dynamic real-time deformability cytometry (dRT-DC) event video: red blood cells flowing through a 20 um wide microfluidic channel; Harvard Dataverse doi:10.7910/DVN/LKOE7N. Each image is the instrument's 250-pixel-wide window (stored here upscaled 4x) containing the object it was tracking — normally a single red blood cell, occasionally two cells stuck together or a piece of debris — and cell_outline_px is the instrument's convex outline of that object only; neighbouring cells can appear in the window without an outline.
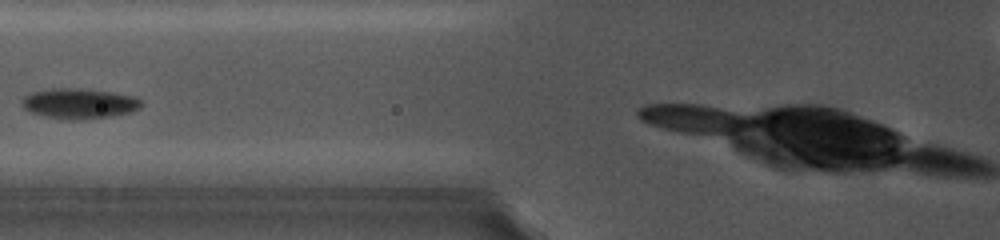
{"species": "common noctule bat (a hibernating species)", "species_latin": "Nyctalus noctula", "temperature_condition": "cold", "stored_images_in_passage": 5, "camera_frame_rate_fps": 5000, "um_per_image_px": 0.085, "animal": {"sex": "female", "body_mass_g": 19.0, "forearm_length_mm": 56.7}, "frame": {"image": 1, "passage_image": 4, "time_ms": 3.2, "image_size_px": [1000, 240], "cell_outline_px": [[144, 104], [140, 108], [132, 112], [112, 116], [76, 120], [72, 120], [44, 116], [32, 112], [24, 108], [20, 104], [20, 100], [24, 96], [32, 92], [52, 88], [80, 88], [112, 92], [136, 96]], "centroid_in_image_um": [6.75, 8.79], "position_along_channel_um": 119.1, "area_um2": 21.27}}